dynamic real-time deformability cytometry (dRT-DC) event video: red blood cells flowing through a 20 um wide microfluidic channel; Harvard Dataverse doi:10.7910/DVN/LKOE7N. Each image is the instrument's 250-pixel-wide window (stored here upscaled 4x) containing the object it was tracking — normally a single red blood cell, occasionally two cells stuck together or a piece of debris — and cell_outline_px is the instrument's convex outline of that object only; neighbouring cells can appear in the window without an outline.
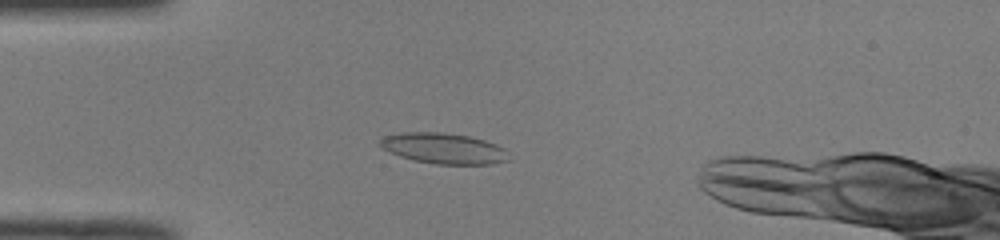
{"species": "common noctule bat (a hibernating species)", "species_latin": "Nyctalus noctula", "temperature_condition": "room temperature", "stored_images_in_passage": 50, "camera_frame_rate_fps": 3000, "um_per_image_px": 0.085, "animal": {"sex": "male", "body_mass_g": 19.0, "forearm_length_mm": 50.8}, "frame": {"image": 1, "passage_image": 14, "time_ms": 4.333, "image_size_px": [1000, 240], "cell_outline_px": [[512, 160], [492, 164], [436, 164], [416, 160], [400, 156], [384, 148], [380, 144], [380, 140], [384, 136], [400, 132], [444, 132], [468, 136], [484, 140], [496, 144], [504, 148]], "centroid_in_image_um": [37.77, 12.61], "position_along_channel_um": 47.2, "area_um2": 22.95}}
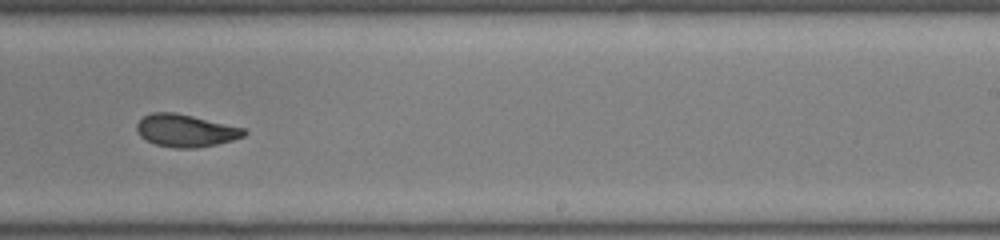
{"frame": {"image": 2, "passage_image": 32, "time_ms": 10.333, "image_size_px": [1000, 240], "cell_outline_px": [[248, 132], [244, 136], [232, 140], [216, 144], [196, 148], [172, 148], [156, 144], [144, 140], [140, 136], [136, 128], [136, 124], [144, 116], [152, 112], [172, 112], [192, 116], [244, 128]], "centroid_in_image_um": [15.75, 11.11], "position_along_channel_um": 273.2, "area_um2": 20.23}}
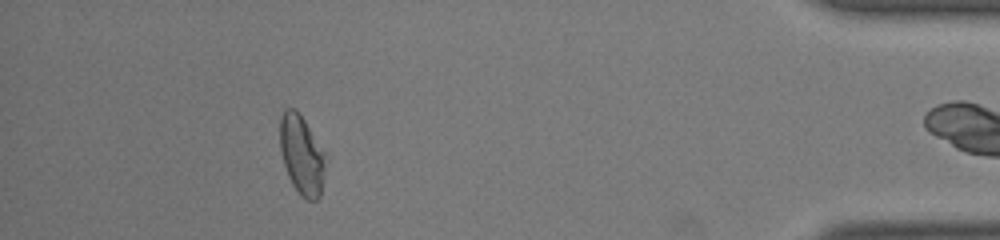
{"frame": {"image": 3, "passage_image": 46, "time_ms": 15.0, "image_size_px": [1000, 240], "cell_outline_px": [[324, 168], [320, 196], [316, 200], [308, 200], [300, 196], [292, 184], [288, 176], [280, 152], [280, 116], [284, 108], [296, 108], [304, 120], [324, 152]], "centroid_in_image_um": [25.6, 13.15], "position_along_channel_um": 409.6, "area_um2": 20.81}}